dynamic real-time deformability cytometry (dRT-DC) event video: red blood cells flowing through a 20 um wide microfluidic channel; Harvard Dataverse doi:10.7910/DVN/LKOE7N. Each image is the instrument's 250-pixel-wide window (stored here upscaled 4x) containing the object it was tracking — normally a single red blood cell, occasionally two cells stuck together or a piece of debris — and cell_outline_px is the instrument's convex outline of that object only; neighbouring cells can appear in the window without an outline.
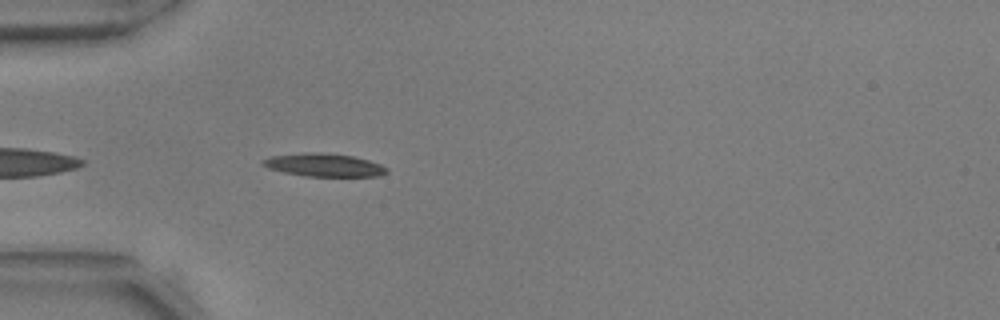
{"species": "common noctule bat (a hibernating species)", "species_latin": "Nyctalus noctula", "temperature_condition": "warm", "stored_images_in_passage": 8, "camera_frame_rate_fps": 3000, "um_per_image_px": 0.085, "animal": {"sex": "male", "body_mass_g": 17.9, "forearm_length_mm": 54.2}, "frame": {"image": 1, "passage_image": 4, "time_ms": 1.0, "image_size_px": [1000, 320], "cell_outline_px": [[388, 172], [380, 176], [304, 176], [284, 172], [268, 168], [260, 164], [260, 160], [272, 156], [304, 152], [316, 152], [352, 156], [368, 160], [380, 164], [388, 168]], "centroid_in_image_um": [27.51, 14.03], "position_along_channel_um": 57.5, "area_um2": 16.65}}